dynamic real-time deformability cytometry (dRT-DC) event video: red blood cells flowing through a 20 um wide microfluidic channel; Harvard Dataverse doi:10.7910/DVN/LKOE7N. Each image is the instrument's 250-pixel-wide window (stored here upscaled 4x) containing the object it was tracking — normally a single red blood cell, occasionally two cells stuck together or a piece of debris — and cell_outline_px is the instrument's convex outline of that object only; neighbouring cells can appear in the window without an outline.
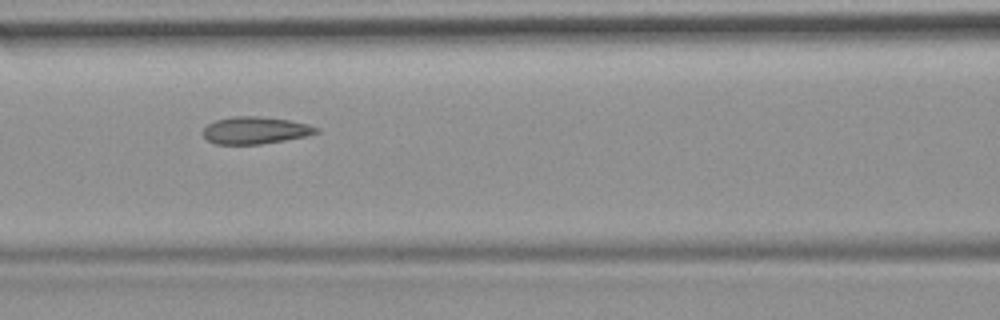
{"species": "common noctule bat (a hibernating species)", "species_latin": "Nyctalus noctula", "temperature_condition": "room temperature", "stored_images_in_passage": 54, "camera_frame_rate_fps": 3000, "um_per_image_px": 0.085, "animal": {"sex": "female", "body_mass_g": 19.9}, "frame": {"image": 1, "passage_image": 24, "time_ms": 7.667, "image_size_px": [1000, 320], "cell_outline_px": [[320, 132], [304, 136], [284, 140], [260, 144], [216, 144], [208, 140], [204, 136], [204, 128], [208, 124], [216, 120], [232, 116], [260, 116], [288, 120], [308, 124], [320, 128]], "centroid_in_image_um": [21.71, 11.07], "position_along_channel_um": 144.9, "area_um2": 17.8}, "authors_computed_cell_mechanics": {"area_um2": 18.6694, "velocity_mm_per_s": 3.7505, "shape_relaxation_time_tau1_ms": null, "shape_relaxation_time_tau2_ms": 1.015, "deformation_change_tau1": null, "deformation_change_tau2": 0.0654}}